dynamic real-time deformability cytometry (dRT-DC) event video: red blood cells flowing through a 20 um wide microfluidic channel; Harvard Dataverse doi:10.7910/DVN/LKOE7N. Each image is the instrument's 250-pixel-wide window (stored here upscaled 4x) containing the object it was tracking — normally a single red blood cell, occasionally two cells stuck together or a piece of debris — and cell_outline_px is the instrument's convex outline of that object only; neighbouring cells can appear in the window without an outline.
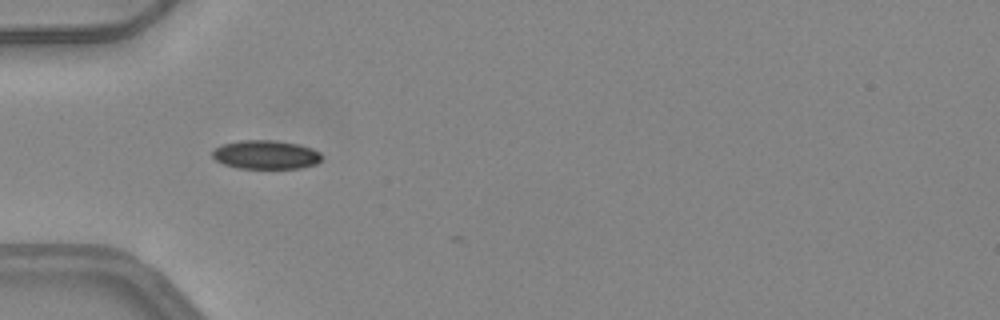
{"species": "common noctule bat (a hibernating species)", "species_latin": "Nyctalus noctula", "temperature_condition": "warm", "stored_images_in_passage": 6, "camera_frame_rate_fps": 3000, "um_per_image_px": 0.085, "animal": {"sex": "female", "body_mass_g": 24.6, "forearm_length_mm": 56.2}, "frame": {"image": 1, "passage_image": 5, "time_ms": 1.333, "image_size_px": [1000, 320], "cell_outline_px": [[320, 160], [316, 164], [300, 168], [240, 168], [224, 164], [216, 160], [212, 156], [212, 152], [220, 144], [240, 140], [276, 140], [300, 144], [312, 148], [320, 152]], "centroid_in_image_um": [22.59, 13.13], "position_along_channel_um": 62.4, "area_um2": 18.38}}